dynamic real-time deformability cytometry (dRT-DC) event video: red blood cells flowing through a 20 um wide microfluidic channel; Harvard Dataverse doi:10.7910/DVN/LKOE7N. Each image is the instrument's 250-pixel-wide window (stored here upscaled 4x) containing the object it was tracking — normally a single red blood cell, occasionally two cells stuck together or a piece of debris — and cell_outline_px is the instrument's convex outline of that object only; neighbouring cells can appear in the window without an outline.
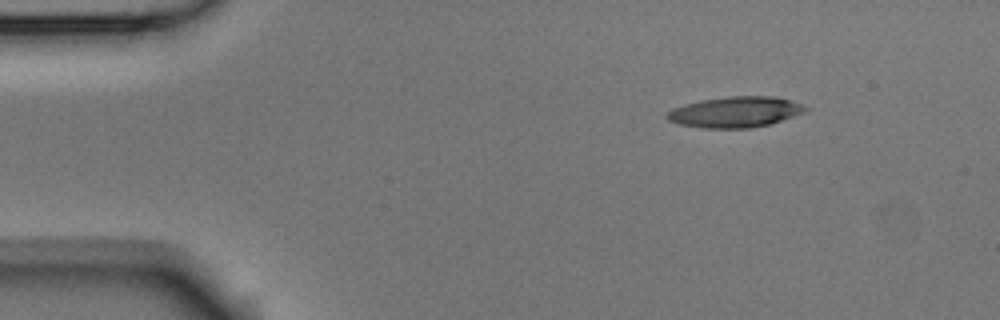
{"species": "Egyptian fruit bat (a non-hibernating species)", "species_latin": "Rousettus aegyptiacus", "temperature_condition": "room temperature", "stored_images_in_passage": 7, "camera_frame_rate_fps": 3000, "um_per_image_px": 0.085, "animal": {"sex": "male"}, "frame": {"image": 1, "passage_image": 1, "time_ms": 0.0, "image_size_px": [1000, 320], "cell_outline_px": [[808, 108], [804, 112], [768, 124], [752, 128], [704, 128], [676, 124], [668, 120], [664, 116], [672, 108], [684, 104], [700, 100], [728, 96], [772, 96], [804, 104]], "centroid_in_image_um": [62.44, 9.52], "position_along_channel_um": 22.6, "area_um2": 24.8}}
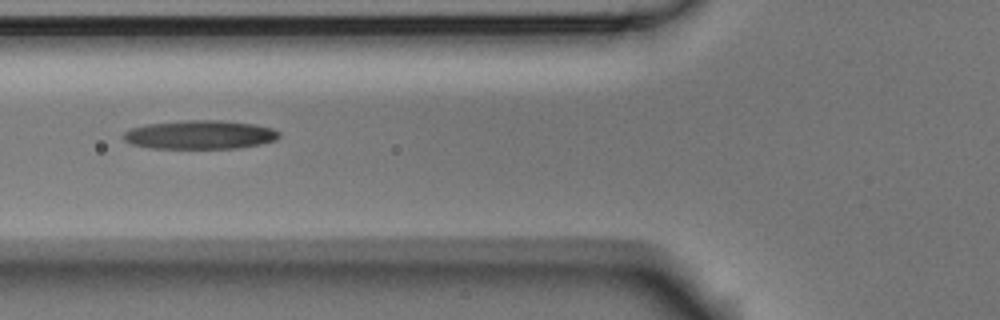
{"frame": {"image": 2, "passage_image": 5, "time_ms": 1.333, "image_size_px": [1000, 320], "cell_outline_px": [[280, 136], [276, 140], [260, 144], [236, 148], [152, 148], [132, 144], [124, 140], [124, 132], [132, 128], [144, 124], [188, 120], [220, 120], [256, 124], [272, 128], [280, 132]], "centroid_in_image_um": [17.02, 11.44], "position_along_channel_um": 108.8, "area_um2": 26.07}}
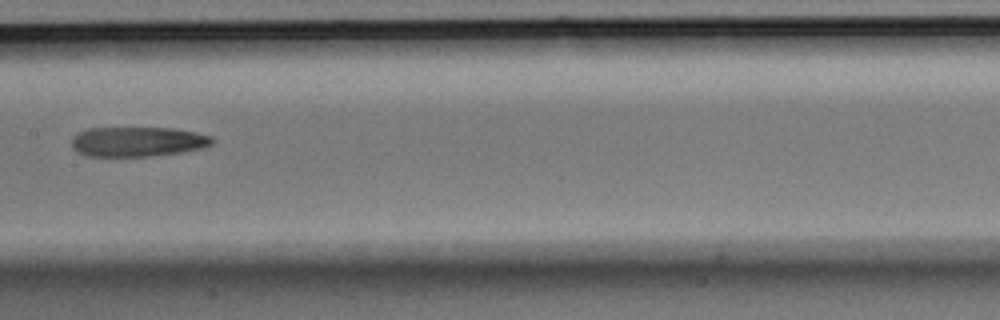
{"frame": {"image": 3, "passage_image": 7, "time_ms": 2.0, "image_size_px": [1000, 320], "cell_outline_px": [[212, 144], [204, 148], [180, 152], [152, 156], [88, 156], [76, 152], [72, 148], [72, 136], [88, 128], [172, 128], [196, 132], [212, 136]], "centroid_in_image_um": [11.69, 12.04], "position_along_channel_um": 195.7, "area_um2": 24.45}}